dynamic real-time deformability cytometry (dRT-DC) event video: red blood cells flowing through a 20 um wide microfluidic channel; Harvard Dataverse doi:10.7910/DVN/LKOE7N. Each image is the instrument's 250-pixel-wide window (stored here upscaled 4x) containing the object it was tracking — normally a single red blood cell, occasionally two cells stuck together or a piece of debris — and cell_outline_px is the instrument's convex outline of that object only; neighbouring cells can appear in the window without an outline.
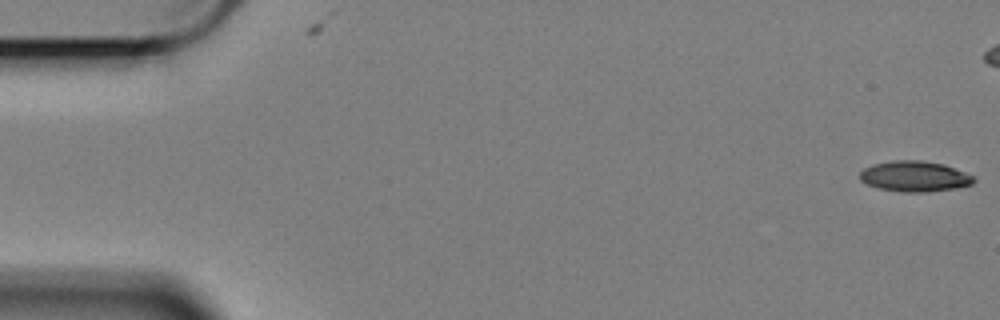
{"species": "Egyptian fruit bat (a non-hibernating species)", "species_latin": "Rousettus aegyptiacus", "temperature_condition": "cold", "stored_images_in_passage": 8, "camera_frame_rate_fps": 3000, "um_per_image_px": 0.085, "animal": {"sex": "female"}, "frame": {"image": 1, "passage_image": 1, "time_ms": 0.0, "image_size_px": [1000, 320], "cell_outline_px": [[976, 180], [972, 184], [952, 188], [928, 192], [900, 192], [880, 188], [868, 184], [860, 180], [860, 172], [864, 168], [872, 164], [892, 160], [924, 160], [944, 164], [976, 176]], "centroid_in_image_um": [77.76, 14.97], "position_along_channel_um": 7.2, "area_um2": 20.4}}